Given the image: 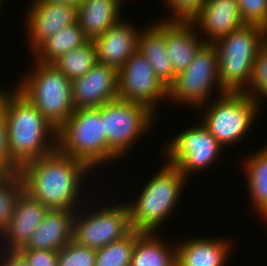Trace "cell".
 <instances>
[{
  "instance_id": "6da1fadb",
  "label": "cell",
  "mask_w": 267,
  "mask_h": 266,
  "mask_svg": "<svg viewBox=\"0 0 267 266\" xmlns=\"http://www.w3.org/2000/svg\"><path fill=\"white\" fill-rule=\"evenodd\" d=\"M91 171L85 163L58 149L18 168L23 190L29 197L49 209L74 211L79 207L77 198L81 195L82 181Z\"/></svg>"
},
{
  "instance_id": "7a4b0ae2",
  "label": "cell",
  "mask_w": 267,
  "mask_h": 266,
  "mask_svg": "<svg viewBox=\"0 0 267 266\" xmlns=\"http://www.w3.org/2000/svg\"><path fill=\"white\" fill-rule=\"evenodd\" d=\"M3 120L9 156L18 167L57 149V129L15 88L5 102Z\"/></svg>"
},
{
  "instance_id": "3957f363",
  "label": "cell",
  "mask_w": 267,
  "mask_h": 266,
  "mask_svg": "<svg viewBox=\"0 0 267 266\" xmlns=\"http://www.w3.org/2000/svg\"><path fill=\"white\" fill-rule=\"evenodd\" d=\"M186 180L175 165L164 163L140 190L139 198L126 203L132 228L141 233H156L177 205Z\"/></svg>"
},
{
  "instance_id": "277c9868",
  "label": "cell",
  "mask_w": 267,
  "mask_h": 266,
  "mask_svg": "<svg viewBox=\"0 0 267 266\" xmlns=\"http://www.w3.org/2000/svg\"><path fill=\"white\" fill-rule=\"evenodd\" d=\"M267 42V30L245 24L217 39L219 82L225 91L244 92L250 84L259 50Z\"/></svg>"
},
{
  "instance_id": "5b68a950",
  "label": "cell",
  "mask_w": 267,
  "mask_h": 266,
  "mask_svg": "<svg viewBox=\"0 0 267 266\" xmlns=\"http://www.w3.org/2000/svg\"><path fill=\"white\" fill-rule=\"evenodd\" d=\"M35 65L15 89L58 130L75 111L71 80L53 64L36 61Z\"/></svg>"
},
{
  "instance_id": "8992f818",
  "label": "cell",
  "mask_w": 267,
  "mask_h": 266,
  "mask_svg": "<svg viewBox=\"0 0 267 266\" xmlns=\"http://www.w3.org/2000/svg\"><path fill=\"white\" fill-rule=\"evenodd\" d=\"M57 149L91 170L107 162V136L99 108L75 109L57 130Z\"/></svg>"
},
{
  "instance_id": "52a82bcc",
  "label": "cell",
  "mask_w": 267,
  "mask_h": 266,
  "mask_svg": "<svg viewBox=\"0 0 267 266\" xmlns=\"http://www.w3.org/2000/svg\"><path fill=\"white\" fill-rule=\"evenodd\" d=\"M218 96L205 105L200 122L224 148L246 137L260 105L245 92L226 91Z\"/></svg>"
},
{
  "instance_id": "ba28073f",
  "label": "cell",
  "mask_w": 267,
  "mask_h": 266,
  "mask_svg": "<svg viewBox=\"0 0 267 266\" xmlns=\"http://www.w3.org/2000/svg\"><path fill=\"white\" fill-rule=\"evenodd\" d=\"M100 113L107 136V162L124 157L156 118L146 106L120 98L100 106Z\"/></svg>"
},
{
  "instance_id": "9c48e42d",
  "label": "cell",
  "mask_w": 267,
  "mask_h": 266,
  "mask_svg": "<svg viewBox=\"0 0 267 266\" xmlns=\"http://www.w3.org/2000/svg\"><path fill=\"white\" fill-rule=\"evenodd\" d=\"M218 64L216 46L213 43H204L185 71L178 74L167 88V98L173 99V102L178 101V104L182 102L191 107L194 105L193 108L199 109L205 102H210L213 87L217 86L220 94L225 93L219 82Z\"/></svg>"
},
{
  "instance_id": "30bf717a",
  "label": "cell",
  "mask_w": 267,
  "mask_h": 266,
  "mask_svg": "<svg viewBox=\"0 0 267 266\" xmlns=\"http://www.w3.org/2000/svg\"><path fill=\"white\" fill-rule=\"evenodd\" d=\"M199 125L185 129L174 135L165 145L164 155L167 163L175 165L187 179L189 174L215 164L220 159L222 145L199 121Z\"/></svg>"
},
{
  "instance_id": "8fae6325",
  "label": "cell",
  "mask_w": 267,
  "mask_h": 266,
  "mask_svg": "<svg viewBox=\"0 0 267 266\" xmlns=\"http://www.w3.org/2000/svg\"><path fill=\"white\" fill-rule=\"evenodd\" d=\"M100 209L89 215L76 210L73 217V241L97 250L127 236L133 230L126 203L107 205Z\"/></svg>"
},
{
  "instance_id": "7c38bea8",
  "label": "cell",
  "mask_w": 267,
  "mask_h": 266,
  "mask_svg": "<svg viewBox=\"0 0 267 266\" xmlns=\"http://www.w3.org/2000/svg\"><path fill=\"white\" fill-rule=\"evenodd\" d=\"M118 98L142 104L156 115V104L167 98V87L148 60L136 50L118 70Z\"/></svg>"
},
{
  "instance_id": "4fadbf2b",
  "label": "cell",
  "mask_w": 267,
  "mask_h": 266,
  "mask_svg": "<svg viewBox=\"0 0 267 266\" xmlns=\"http://www.w3.org/2000/svg\"><path fill=\"white\" fill-rule=\"evenodd\" d=\"M27 8L25 23L29 51H35L44 41L57 31L73 23H77V7L69 4L32 0Z\"/></svg>"
},
{
  "instance_id": "5bb4252c",
  "label": "cell",
  "mask_w": 267,
  "mask_h": 266,
  "mask_svg": "<svg viewBox=\"0 0 267 266\" xmlns=\"http://www.w3.org/2000/svg\"><path fill=\"white\" fill-rule=\"evenodd\" d=\"M71 92L75 109L99 108L118 98V70L98 62L71 81Z\"/></svg>"
},
{
  "instance_id": "9a60e30c",
  "label": "cell",
  "mask_w": 267,
  "mask_h": 266,
  "mask_svg": "<svg viewBox=\"0 0 267 266\" xmlns=\"http://www.w3.org/2000/svg\"><path fill=\"white\" fill-rule=\"evenodd\" d=\"M165 36L167 56L172 64L174 75L185 71L193 61L200 47L201 40L193 22L162 21L153 23ZM196 31V32H195Z\"/></svg>"
},
{
  "instance_id": "2e32d148",
  "label": "cell",
  "mask_w": 267,
  "mask_h": 266,
  "mask_svg": "<svg viewBox=\"0 0 267 266\" xmlns=\"http://www.w3.org/2000/svg\"><path fill=\"white\" fill-rule=\"evenodd\" d=\"M192 22L201 30V35H206L202 36L205 43H214L245 25L237 0H206Z\"/></svg>"
},
{
  "instance_id": "e0dca14e",
  "label": "cell",
  "mask_w": 267,
  "mask_h": 266,
  "mask_svg": "<svg viewBox=\"0 0 267 266\" xmlns=\"http://www.w3.org/2000/svg\"><path fill=\"white\" fill-rule=\"evenodd\" d=\"M48 210V207L23 192L15 204L6 229L0 235V239H4L0 244L7 243L5 251H17L22 248L43 221Z\"/></svg>"
},
{
  "instance_id": "ac0fdd59",
  "label": "cell",
  "mask_w": 267,
  "mask_h": 266,
  "mask_svg": "<svg viewBox=\"0 0 267 266\" xmlns=\"http://www.w3.org/2000/svg\"><path fill=\"white\" fill-rule=\"evenodd\" d=\"M120 20L93 41L99 63L119 70L138 48L139 30Z\"/></svg>"
},
{
  "instance_id": "d6986e66",
  "label": "cell",
  "mask_w": 267,
  "mask_h": 266,
  "mask_svg": "<svg viewBox=\"0 0 267 266\" xmlns=\"http://www.w3.org/2000/svg\"><path fill=\"white\" fill-rule=\"evenodd\" d=\"M74 210L49 209L43 221L19 250L59 251L72 240Z\"/></svg>"
},
{
  "instance_id": "ffe728a7",
  "label": "cell",
  "mask_w": 267,
  "mask_h": 266,
  "mask_svg": "<svg viewBox=\"0 0 267 266\" xmlns=\"http://www.w3.org/2000/svg\"><path fill=\"white\" fill-rule=\"evenodd\" d=\"M227 239L191 238L176 245L177 266H225L231 254Z\"/></svg>"
},
{
  "instance_id": "44dd1931",
  "label": "cell",
  "mask_w": 267,
  "mask_h": 266,
  "mask_svg": "<svg viewBox=\"0 0 267 266\" xmlns=\"http://www.w3.org/2000/svg\"><path fill=\"white\" fill-rule=\"evenodd\" d=\"M117 0H82L77 7V23L89 40H94L122 18Z\"/></svg>"
},
{
  "instance_id": "7402d4cb",
  "label": "cell",
  "mask_w": 267,
  "mask_h": 266,
  "mask_svg": "<svg viewBox=\"0 0 267 266\" xmlns=\"http://www.w3.org/2000/svg\"><path fill=\"white\" fill-rule=\"evenodd\" d=\"M143 29L139 32L137 50L148 60L160 82L168 88L176 76L167 56L165 36L154 24Z\"/></svg>"
},
{
  "instance_id": "603a6c76",
  "label": "cell",
  "mask_w": 267,
  "mask_h": 266,
  "mask_svg": "<svg viewBox=\"0 0 267 266\" xmlns=\"http://www.w3.org/2000/svg\"><path fill=\"white\" fill-rule=\"evenodd\" d=\"M156 235L142 233L136 239L130 266H177L176 246L169 248Z\"/></svg>"
},
{
  "instance_id": "cb8c5ba5",
  "label": "cell",
  "mask_w": 267,
  "mask_h": 266,
  "mask_svg": "<svg viewBox=\"0 0 267 266\" xmlns=\"http://www.w3.org/2000/svg\"><path fill=\"white\" fill-rule=\"evenodd\" d=\"M244 168L253 207L267 220V145L247 157Z\"/></svg>"
},
{
  "instance_id": "d4e9b609",
  "label": "cell",
  "mask_w": 267,
  "mask_h": 266,
  "mask_svg": "<svg viewBox=\"0 0 267 266\" xmlns=\"http://www.w3.org/2000/svg\"><path fill=\"white\" fill-rule=\"evenodd\" d=\"M88 41L78 23H73L57 31L32 53L35 61L52 64L60 56L81 47Z\"/></svg>"
},
{
  "instance_id": "484cf974",
  "label": "cell",
  "mask_w": 267,
  "mask_h": 266,
  "mask_svg": "<svg viewBox=\"0 0 267 266\" xmlns=\"http://www.w3.org/2000/svg\"><path fill=\"white\" fill-rule=\"evenodd\" d=\"M98 63L97 51L93 40L60 56L52 64L69 80L86 75Z\"/></svg>"
},
{
  "instance_id": "4316f807",
  "label": "cell",
  "mask_w": 267,
  "mask_h": 266,
  "mask_svg": "<svg viewBox=\"0 0 267 266\" xmlns=\"http://www.w3.org/2000/svg\"><path fill=\"white\" fill-rule=\"evenodd\" d=\"M141 234L133 229L127 236L97 249L95 266H130L135 241Z\"/></svg>"
},
{
  "instance_id": "83f0119b",
  "label": "cell",
  "mask_w": 267,
  "mask_h": 266,
  "mask_svg": "<svg viewBox=\"0 0 267 266\" xmlns=\"http://www.w3.org/2000/svg\"><path fill=\"white\" fill-rule=\"evenodd\" d=\"M24 192L18 171L11 172L0 182V235L6 229L19 196Z\"/></svg>"
},
{
  "instance_id": "f1b7e54d",
  "label": "cell",
  "mask_w": 267,
  "mask_h": 266,
  "mask_svg": "<svg viewBox=\"0 0 267 266\" xmlns=\"http://www.w3.org/2000/svg\"><path fill=\"white\" fill-rule=\"evenodd\" d=\"M96 250L71 240L59 250L58 266H95Z\"/></svg>"
},
{
  "instance_id": "f546056e",
  "label": "cell",
  "mask_w": 267,
  "mask_h": 266,
  "mask_svg": "<svg viewBox=\"0 0 267 266\" xmlns=\"http://www.w3.org/2000/svg\"><path fill=\"white\" fill-rule=\"evenodd\" d=\"M250 90V91H249ZM260 103V96L267 98V42L255 59L249 87L244 91Z\"/></svg>"
},
{
  "instance_id": "4dcf8cb0",
  "label": "cell",
  "mask_w": 267,
  "mask_h": 266,
  "mask_svg": "<svg viewBox=\"0 0 267 266\" xmlns=\"http://www.w3.org/2000/svg\"><path fill=\"white\" fill-rule=\"evenodd\" d=\"M164 2L173 12H171L172 17H166L162 21L192 22L201 12L206 0H164Z\"/></svg>"
},
{
  "instance_id": "1f68e13d",
  "label": "cell",
  "mask_w": 267,
  "mask_h": 266,
  "mask_svg": "<svg viewBox=\"0 0 267 266\" xmlns=\"http://www.w3.org/2000/svg\"><path fill=\"white\" fill-rule=\"evenodd\" d=\"M245 24L267 29V0H237Z\"/></svg>"
},
{
  "instance_id": "d6a6232c",
  "label": "cell",
  "mask_w": 267,
  "mask_h": 266,
  "mask_svg": "<svg viewBox=\"0 0 267 266\" xmlns=\"http://www.w3.org/2000/svg\"><path fill=\"white\" fill-rule=\"evenodd\" d=\"M29 266H58L59 251L17 250Z\"/></svg>"
},
{
  "instance_id": "836d02e7",
  "label": "cell",
  "mask_w": 267,
  "mask_h": 266,
  "mask_svg": "<svg viewBox=\"0 0 267 266\" xmlns=\"http://www.w3.org/2000/svg\"><path fill=\"white\" fill-rule=\"evenodd\" d=\"M0 162L10 171H18V166L10 159L7 143V130L4 120L0 122Z\"/></svg>"
},
{
  "instance_id": "e575fe53",
  "label": "cell",
  "mask_w": 267,
  "mask_h": 266,
  "mask_svg": "<svg viewBox=\"0 0 267 266\" xmlns=\"http://www.w3.org/2000/svg\"><path fill=\"white\" fill-rule=\"evenodd\" d=\"M5 253L3 254L5 257L0 258V266H29L17 251L6 250Z\"/></svg>"
},
{
  "instance_id": "d590c367",
  "label": "cell",
  "mask_w": 267,
  "mask_h": 266,
  "mask_svg": "<svg viewBox=\"0 0 267 266\" xmlns=\"http://www.w3.org/2000/svg\"><path fill=\"white\" fill-rule=\"evenodd\" d=\"M6 89H3L0 87V122L3 120V111H4V106L5 102L7 100L8 95L13 91H5Z\"/></svg>"
},
{
  "instance_id": "8d00e7d4",
  "label": "cell",
  "mask_w": 267,
  "mask_h": 266,
  "mask_svg": "<svg viewBox=\"0 0 267 266\" xmlns=\"http://www.w3.org/2000/svg\"><path fill=\"white\" fill-rule=\"evenodd\" d=\"M44 2L60 3V4H69L74 7H78L82 0H41Z\"/></svg>"
},
{
  "instance_id": "74e56055",
  "label": "cell",
  "mask_w": 267,
  "mask_h": 266,
  "mask_svg": "<svg viewBox=\"0 0 267 266\" xmlns=\"http://www.w3.org/2000/svg\"><path fill=\"white\" fill-rule=\"evenodd\" d=\"M11 172L0 162V182L4 180Z\"/></svg>"
},
{
  "instance_id": "f35d334b",
  "label": "cell",
  "mask_w": 267,
  "mask_h": 266,
  "mask_svg": "<svg viewBox=\"0 0 267 266\" xmlns=\"http://www.w3.org/2000/svg\"><path fill=\"white\" fill-rule=\"evenodd\" d=\"M3 2H4V0H0V12H2L1 10H2V7H3L2 4H4Z\"/></svg>"
},
{
  "instance_id": "ab89813d",
  "label": "cell",
  "mask_w": 267,
  "mask_h": 266,
  "mask_svg": "<svg viewBox=\"0 0 267 266\" xmlns=\"http://www.w3.org/2000/svg\"><path fill=\"white\" fill-rule=\"evenodd\" d=\"M121 5H122V2L124 1V0H117Z\"/></svg>"
}]
</instances>
